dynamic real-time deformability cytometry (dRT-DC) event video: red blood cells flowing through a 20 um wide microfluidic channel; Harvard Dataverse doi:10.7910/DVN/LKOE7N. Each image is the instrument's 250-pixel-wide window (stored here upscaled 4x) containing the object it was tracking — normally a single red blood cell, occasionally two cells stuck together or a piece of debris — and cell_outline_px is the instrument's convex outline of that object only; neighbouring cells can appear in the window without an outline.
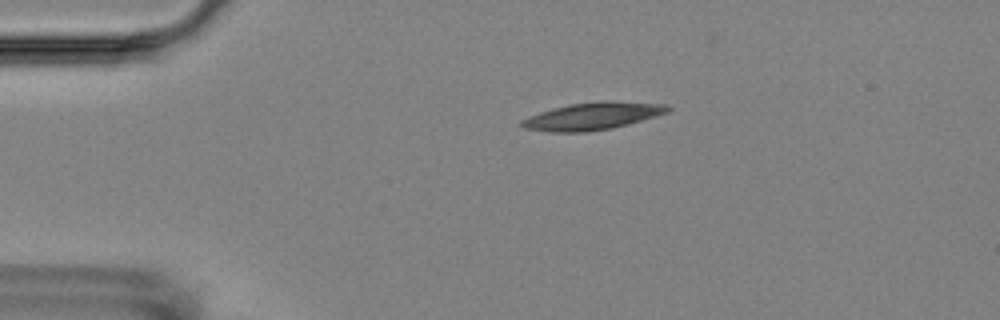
{"species": "Egyptian fruit bat (a non-hibernating species)", "species_latin": "Rousettus aegyptiacus", "temperature_condition": "room temperature", "stored_images_in_passage": 6, "camera_frame_rate_fps": 3000, "um_per_image_px": 0.085, "animal": {"sex": "female"}, "frame": {"image": 1, "passage_image": 4, "time_ms": 3.667, "image_size_px": [1000, 320], "cell_outline_px": [[672, 108], [668, 112], [656, 116], [628, 124], [612, 128], [584, 132], [552, 132], [524, 128], [520, 124], [520, 120], [528, 116], [552, 108], [568, 104], [664, 104]], "centroid_in_image_um": [50.24, 9.93], "position_along_channel_um": 34.8, "area_um2": 21.91}}
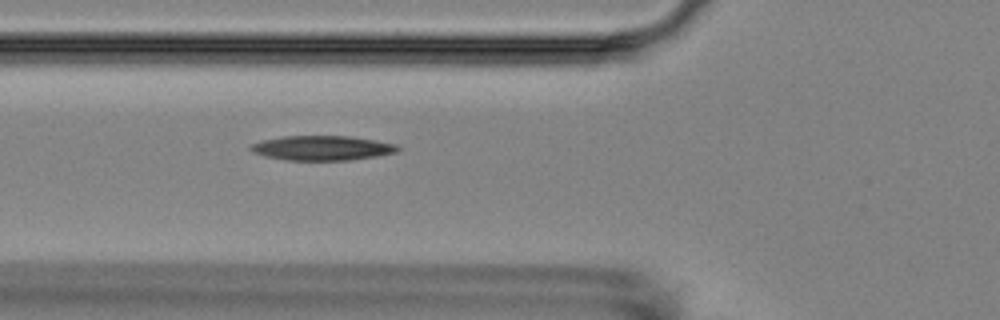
{"frame": {"image": 2, "passage_image": 6, "time_ms": 6.667, "image_size_px": [1000, 320], "cell_outline_px": [[400, 148], [396, 152], [376, 156], [348, 160], [288, 160], [264, 156], [252, 152], [248, 148], [252, 144], [260, 140], [284, 136], [348, 136], [376, 140], [396, 144]], "centroid_in_image_um": [27.35, 12.57], "position_along_channel_um": 98.5, "area_um2": 21.1}}